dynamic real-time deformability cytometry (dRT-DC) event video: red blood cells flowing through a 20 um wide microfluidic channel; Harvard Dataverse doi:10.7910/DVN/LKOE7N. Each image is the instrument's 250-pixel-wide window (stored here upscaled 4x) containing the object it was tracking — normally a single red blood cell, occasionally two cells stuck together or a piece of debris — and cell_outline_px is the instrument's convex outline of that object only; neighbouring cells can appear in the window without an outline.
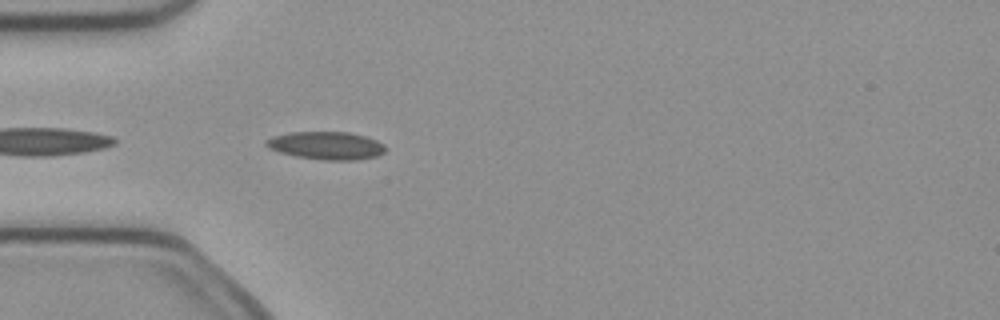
{"species": "common noctule bat (a hibernating species)", "species_latin": "Nyctalus noctula", "temperature_condition": "cold", "stored_images_in_passage": 3, "camera_frame_rate_fps": 3000, "um_per_image_px": 0.085, "animal": {"sex": "female", "body_mass_g": 21.9}, "frame": {"image": 1, "passage_image": 3, "time_ms": 0.667, "image_size_px": [1000, 320], "cell_outline_px": [[384, 152], [376, 156], [356, 160], [324, 160], [296, 156], [280, 152], [268, 148], [264, 144], [264, 140], [272, 136], [288, 132], [348, 132], [364, 136], [376, 140], [384, 144]], "centroid_in_image_um": [27.69, 12.37], "position_along_channel_um": 57.3, "area_um2": 19.36}}